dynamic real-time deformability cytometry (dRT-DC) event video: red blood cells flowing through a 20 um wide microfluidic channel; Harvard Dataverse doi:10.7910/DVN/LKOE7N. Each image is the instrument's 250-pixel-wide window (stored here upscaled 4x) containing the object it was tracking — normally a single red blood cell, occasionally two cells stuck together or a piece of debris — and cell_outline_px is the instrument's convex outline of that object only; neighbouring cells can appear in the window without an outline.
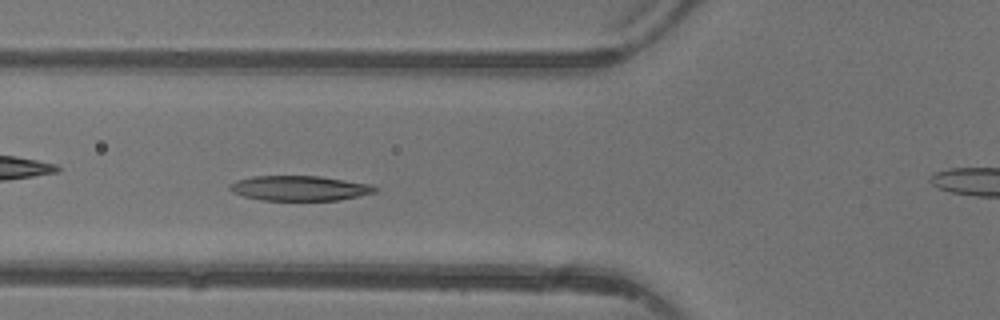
{"species": "common noctule bat (a hibernating species)", "species_latin": "Nyctalus noctula", "temperature_condition": "warm", "stored_images_in_passage": 5, "camera_frame_rate_fps": 3000, "um_per_image_px": 0.085, "animal": {"sex": "female"}, "frame": {"image": 1, "passage_image": 4, "time_ms": 3.333, "image_size_px": [1000, 320], "cell_outline_px": [[380, 188], [376, 192], [340, 200], [260, 200], [244, 196], [232, 192], [228, 188], [236, 180], [252, 176], [320, 176], [372, 184]], "centroid_in_image_um": [25.5, 15.99], "position_along_channel_um": 100.3, "area_um2": 21.21}}
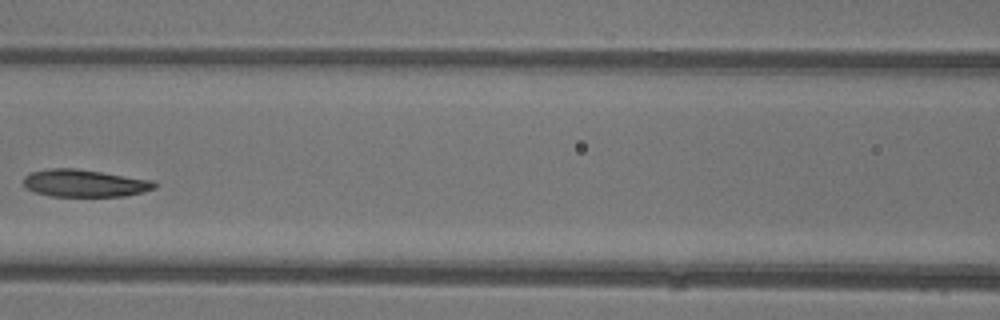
{"frame": {"image": 2, "passage_image": 5, "time_ms": 4.667, "image_size_px": [1000, 320], "cell_outline_px": [[156, 188], [144, 192], [124, 196], [48, 196], [36, 192], [28, 188], [24, 184], [24, 176], [32, 172], [48, 168], [76, 168], [152, 180], [156, 184]], "centroid_in_image_um": [7.2, 15.57], "position_along_channel_um": 159.4, "area_um2": 20.81}}